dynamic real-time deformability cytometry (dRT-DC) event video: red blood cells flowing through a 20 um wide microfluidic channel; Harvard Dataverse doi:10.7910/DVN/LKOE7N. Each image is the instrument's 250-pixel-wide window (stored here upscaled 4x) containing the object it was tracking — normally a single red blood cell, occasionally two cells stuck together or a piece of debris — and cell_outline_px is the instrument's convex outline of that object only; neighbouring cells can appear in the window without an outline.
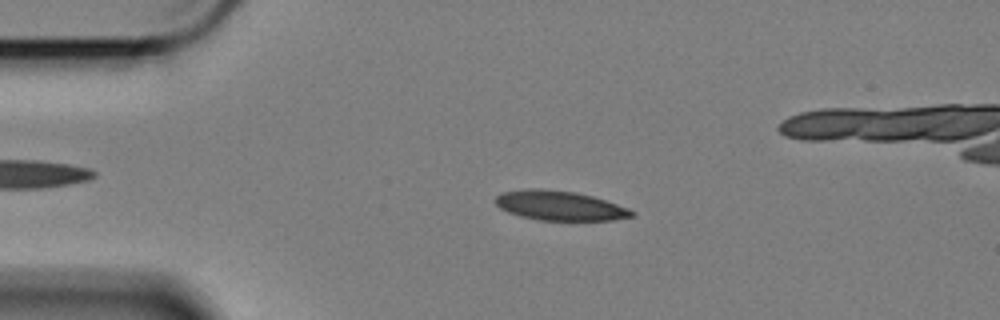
{"species": "Egyptian fruit bat (a non-hibernating species)", "species_latin": "Rousettus aegyptiacus", "temperature_condition": "cold", "stored_images_in_passage": 59, "camera_frame_rate_fps": 3000, "um_per_image_px": 0.085, "animal": {"sex": "female"}, "frame": {"image": 1, "passage_image": 12, "time_ms": 3.667, "image_size_px": [1000, 320], "cell_outline_px": [[636, 212], [632, 216], [612, 220], [540, 220], [520, 216], [508, 212], [500, 208], [496, 204], [496, 196], [504, 192], [532, 188], [540, 188], [576, 192], [592, 196], [628, 208]], "centroid_in_image_um": [47.57, 17.48], "position_along_channel_um": 37.4, "area_um2": 23.24}}
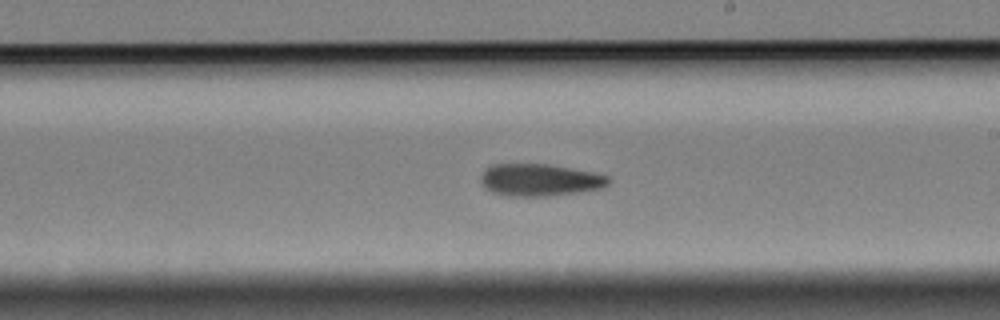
{"frame": {"image": 2, "passage_image": 33, "time_ms": 10.667, "image_size_px": [1000, 320], "cell_outline_px": [[612, 180], [604, 188], [580, 192], [548, 196], [508, 196], [492, 192], [480, 180], [484, 172], [492, 164], [552, 164], [592, 172], [608, 176]], "centroid_in_image_um": [45.95, 15.3], "position_along_channel_um": 243.1, "area_um2": 23.93}}
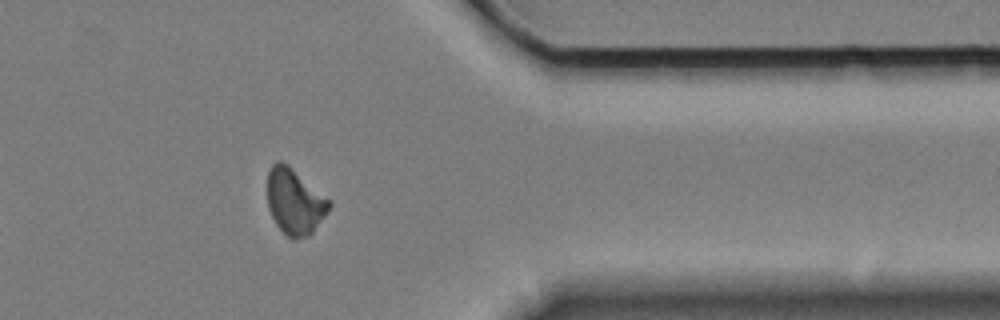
{"frame": {"image": 3, "passage_image": 47, "time_ms": 15.333, "image_size_px": [1000, 320], "cell_outline_px": [[332, 204], [328, 212], [312, 232], [308, 236], [296, 240], [292, 240], [276, 224], [268, 208], [268, 168], [276, 160], [280, 160], [288, 164], [332, 200]], "centroid_in_image_um": [25.07, 17.11], "position_along_channel_um": 386.3, "area_um2": 23.99}, "authors_computed_cell_mechanics": {"area_um2": 23.409, "velocity_mm_per_s": 3.3808, "shape_relaxation_time_tau1_ms": 5.5373, "shape_relaxation_time_tau2_ms": null, "deformation_change_tau1": 0.1168, "deformation_change_tau2": null}}